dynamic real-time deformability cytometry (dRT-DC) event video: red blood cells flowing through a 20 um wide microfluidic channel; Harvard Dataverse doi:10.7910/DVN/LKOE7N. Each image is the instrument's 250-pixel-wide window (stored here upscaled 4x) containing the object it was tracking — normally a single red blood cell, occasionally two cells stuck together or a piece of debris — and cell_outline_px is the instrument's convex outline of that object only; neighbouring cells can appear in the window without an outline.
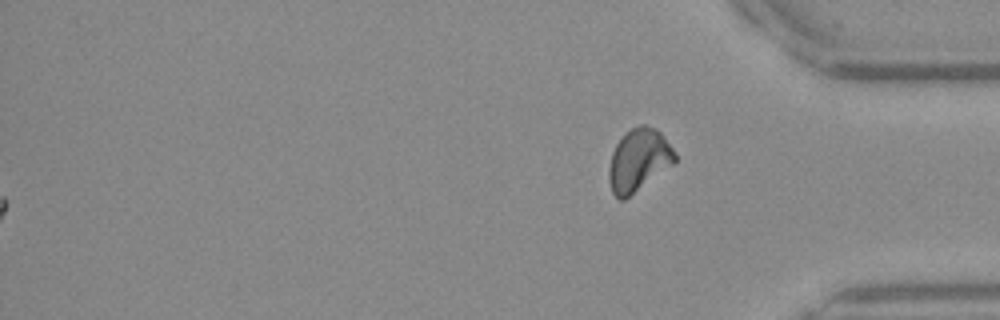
{"species": "Egyptian fruit bat (a non-hibernating species)", "species_latin": "Rousettus aegyptiacus", "temperature_condition": "warm", "stored_images_in_passage": 42, "segment_of_instrument_passage": [2, 2], "camera_frame_rate_fps": 3000, "um_per_image_px": 0.085, "frame": {"image": 1, "passage_image": 42, "time_ms": 13.667, "image_size_px": [1000, 320], "cell_outline_px": [[676, 160], [672, 164], [624, 200], [620, 200], [612, 192], [608, 180], [608, 168], [612, 152], [616, 144], [624, 132], [640, 124], [644, 124], [656, 128], [664, 136], [676, 152]], "centroid_in_image_um": [54.26, 13.58], "position_along_channel_um": 380.9, "area_um2": 23.99}}